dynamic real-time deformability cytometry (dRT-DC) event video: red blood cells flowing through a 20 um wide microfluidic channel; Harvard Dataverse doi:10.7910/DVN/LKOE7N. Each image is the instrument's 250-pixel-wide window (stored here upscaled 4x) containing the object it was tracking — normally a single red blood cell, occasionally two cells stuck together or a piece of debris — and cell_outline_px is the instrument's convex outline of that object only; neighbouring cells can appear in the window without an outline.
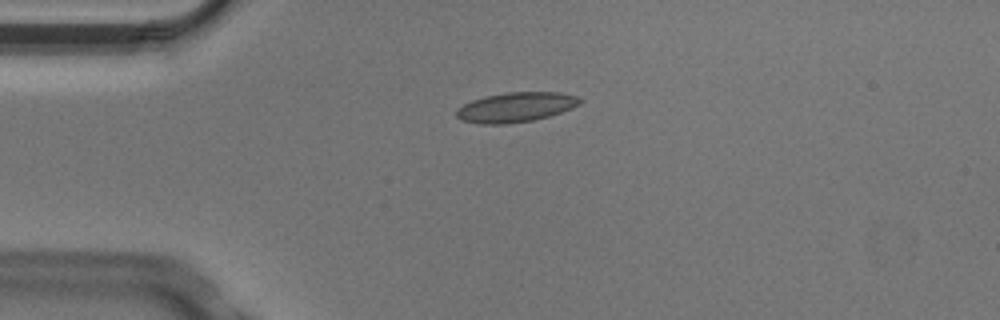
{"species": "Egyptian fruit bat (a non-hibernating species)", "species_latin": "Rousettus aegyptiacus", "temperature_condition": "cold", "stored_images_in_passage": 4, "camera_frame_rate_fps": 3000, "um_per_image_px": 0.085, "animal": {"sex": "male"}, "frame": {"image": 1, "passage_image": 3, "time_ms": 0.667, "image_size_px": [1000, 320], "cell_outline_px": [[580, 104], [572, 108], [548, 116], [532, 120], [508, 124], [476, 124], [460, 120], [456, 116], [456, 108], [472, 100], [484, 96], [508, 92], [560, 92], [576, 96], [580, 100]], "centroid_in_image_um": [43.78, 9.12], "position_along_channel_um": 41.2, "area_um2": 21.44}}